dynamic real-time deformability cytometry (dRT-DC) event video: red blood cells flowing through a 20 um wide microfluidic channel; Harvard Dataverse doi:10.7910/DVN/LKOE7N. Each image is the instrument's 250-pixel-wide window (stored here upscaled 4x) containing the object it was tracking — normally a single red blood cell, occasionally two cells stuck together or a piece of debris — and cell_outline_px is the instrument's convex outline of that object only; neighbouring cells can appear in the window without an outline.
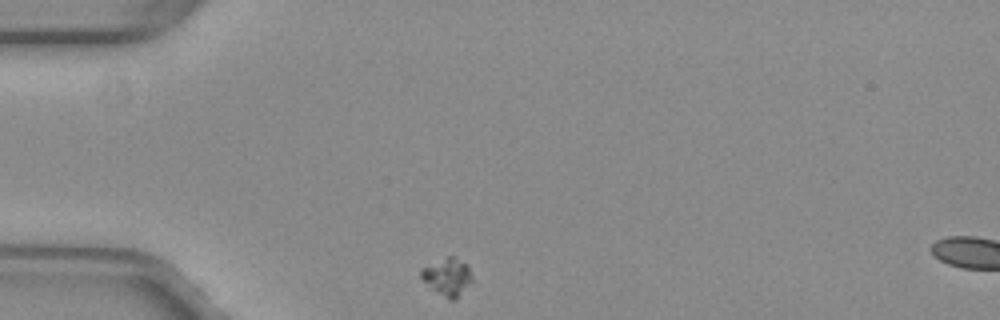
{"species": "common noctule bat (a hibernating species)", "species_latin": "Nyctalus noctula", "temperature_condition": "warm", "stored_images_in_passage": 4, "camera_frame_rate_fps": 3000, "um_per_image_px": 0.085, "animal": {"sex": "female", "body_mass_g": 29.2, "forearm_length_mm": 56.3}, "frame": {"image": 1, "passage_image": 1, "time_ms": 0.0, "image_size_px": [1000, 320], "cell_outline_px": [[472, 280], [452, 300], [448, 300], [428, 288], [420, 276], [420, 268], [448, 256], [452, 256], [468, 264], [472, 276]], "centroid_in_image_um": [37.97, 23.52], "position_along_channel_um": 47.0, "area_um2": 11.1}}